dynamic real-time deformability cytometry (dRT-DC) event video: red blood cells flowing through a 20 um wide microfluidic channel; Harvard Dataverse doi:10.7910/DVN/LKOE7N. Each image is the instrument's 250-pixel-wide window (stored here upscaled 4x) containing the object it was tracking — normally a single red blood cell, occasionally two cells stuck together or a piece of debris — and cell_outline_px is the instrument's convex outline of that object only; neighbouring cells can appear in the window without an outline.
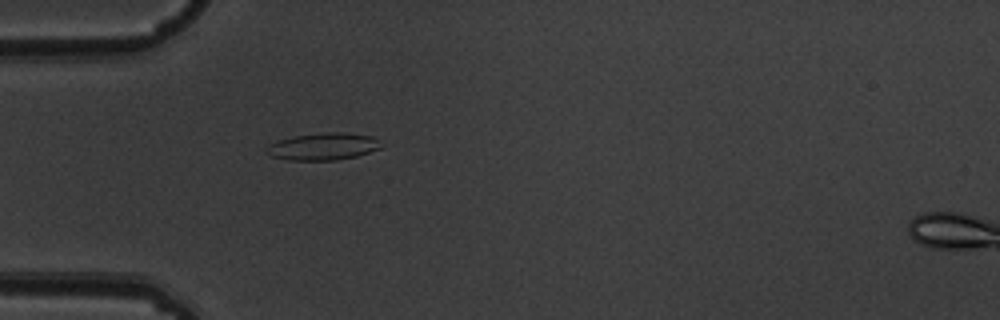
{"species": "common noctule bat (a hibernating species)", "species_latin": "Nyctalus noctula", "temperature_condition": "warm", "stored_images_in_passage": 6, "camera_frame_rate_fps": 3000, "um_per_image_px": 0.085, "animal": {"sex": "male", "body_mass_g": 19.5, "forearm_length_mm": 54.6}, "frame": {"image": 1, "passage_image": 5, "time_ms": 1.333, "image_size_px": [1000, 320], "cell_outline_px": [[380, 148], [356, 156], [336, 160], [288, 160], [268, 156], [264, 152], [264, 148], [268, 144], [280, 140], [296, 136], [328, 132], [344, 132], [372, 136], [380, 140]], "centroid_in_image_um": [27.41, 12.46], "position_along_channel_um": 57.6, "area_um2": 18.15}}